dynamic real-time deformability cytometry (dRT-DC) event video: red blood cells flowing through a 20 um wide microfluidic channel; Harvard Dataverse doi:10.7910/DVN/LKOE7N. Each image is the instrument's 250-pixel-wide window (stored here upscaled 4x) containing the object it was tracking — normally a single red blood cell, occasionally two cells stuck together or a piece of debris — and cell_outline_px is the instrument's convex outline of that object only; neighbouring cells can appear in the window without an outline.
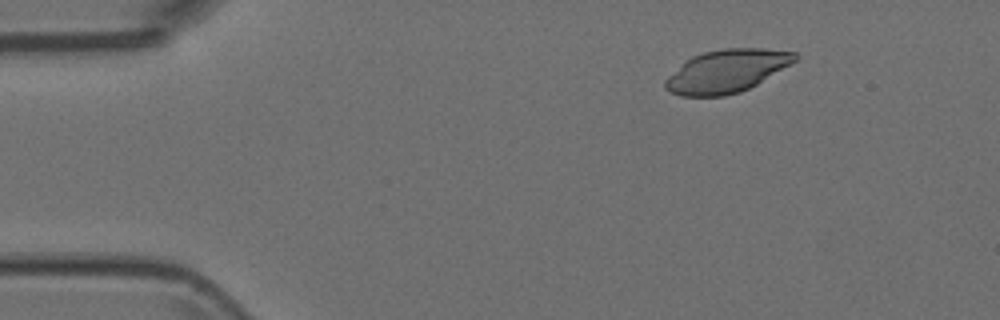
{"species": "Egyptian fruit bat (a non-hibernating species)", "species_latin": "Rousettus aegyptiacus", "temperature_condition": "room temperature", "stored_images_in_passage": 6, "camera_frame_rate_fps": 3000, "um_per_image_px": 0.085, "animal": {"sex": "female"}, "frame": {"image": 1, "passage_image": 3, "time_ms": 0.667, "image_size_px": [1000, 320], "cell_outline_px": [[800, 56], [796, 60], [756, 84], [740, 92], [724, 96], [680, 96], [664, 88], [664, 80], [668, 76], [692, 56], [704, 52], [724, 48], [764, 48], [796, 52]], "centroid_in_image_um": [61.76, 6.04], "position_along_channel_um": 23.2, "area_um2": 32.08}}